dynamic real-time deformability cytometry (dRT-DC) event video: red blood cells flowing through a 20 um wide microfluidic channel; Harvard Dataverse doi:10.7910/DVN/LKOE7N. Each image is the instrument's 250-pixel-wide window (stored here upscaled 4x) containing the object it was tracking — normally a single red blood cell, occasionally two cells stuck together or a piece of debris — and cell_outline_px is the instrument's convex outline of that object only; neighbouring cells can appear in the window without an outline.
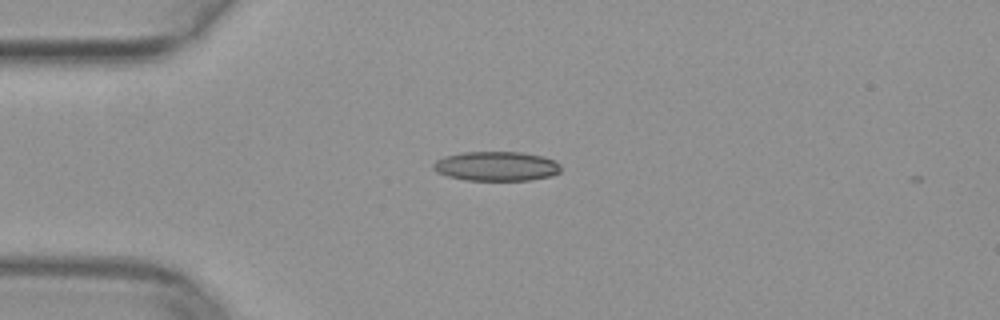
{"species": "common noctule bat (a hibernating species)", "species_latin": "Nyctalus noctula", "temperature_condition": "warm", "stored_images_in_passage": 4, "camera_frame_rate_fps": 3000, "um_per_image_px": 0.085, "animal": {"sex": "female", "body_mass_g": 29.2, "forearm_length_mm": 56.3}, "frame": {"image": 1, "passage_image": 1, "time_ms": 0.0, "image_size_px": [1000, 320], "cell_outline_px": [[560, 172], [552, 176], [532, 180], [464, 180], [448, 176], [436, 172], [432, 168], [432, 164], [436, 160], [444, 156], [464, 152], [524, 152], [544, 156], [560, 164]], "centroid_in_image_um": [42.19, 14.13], "position_along_channel_um": 42.8, "area_um2": 22.08}}